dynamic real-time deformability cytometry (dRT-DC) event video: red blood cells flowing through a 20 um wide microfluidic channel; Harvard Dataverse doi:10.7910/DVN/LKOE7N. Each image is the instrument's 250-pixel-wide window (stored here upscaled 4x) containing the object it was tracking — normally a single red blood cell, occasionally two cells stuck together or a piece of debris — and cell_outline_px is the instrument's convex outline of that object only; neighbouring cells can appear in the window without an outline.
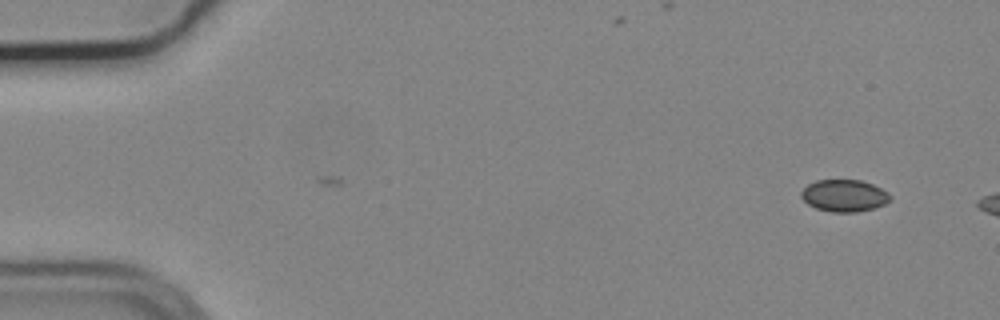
{"species": "common noctule bat (a hibernating species)", "species_latin": "Nyctalus noctula", "temperature_condition": "cold", "stored_images_in_passage": 48, "camera_frame_rate_fps": 3000, "um_per_image_px": 0.085, "animal": {"sex": "male", "body_mass_g": 19.2, "forearm_length_mm": 51.8}, "frame": {"image": 1, "passage_image": 1, "time_ms": 0.0, "image_size_px": [1000, 320], "cell_outline_px": [[892, 200], [884, 204], [872, 208], [856, 212], [832, 212], [816, 208], [808, 204], [800, 196], [800, 192], [808, 184], [816, 180], [860, 180], [872, 184], [888, 192], [892, 196]], "centroid_in_image_um": [71.76, 16.62], "position_along_channel_um": 13.2, "area_um2": 16.59}}
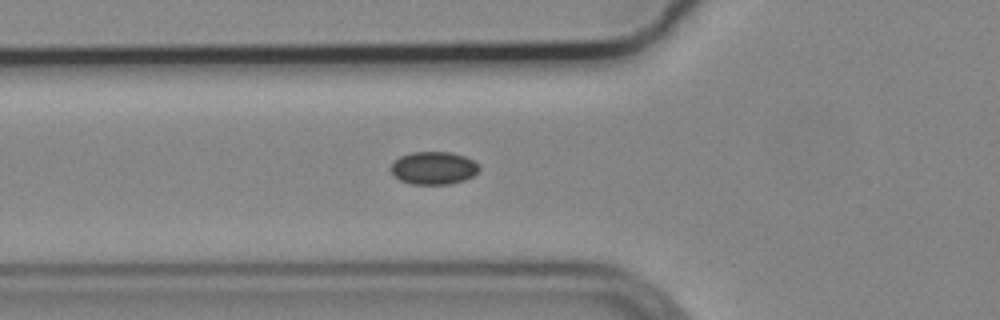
{"frame": {"image": 2, "passage_image": 17, "time_ms": 5.333, "image_size_px": [1000, 320], "cell_outline_px": [[480, 168], [472, 176], [464, 180], [448, 184], [412, 184], [400, 180], [392, 172], [392, 164], [400, 156], [412, 152], [448, 152], [464, 156], [480, 164]], "centroid_in_image_um": [36.88, 14.28], "position_along_channel_um": 88.9, "area_um2": 16.65}}
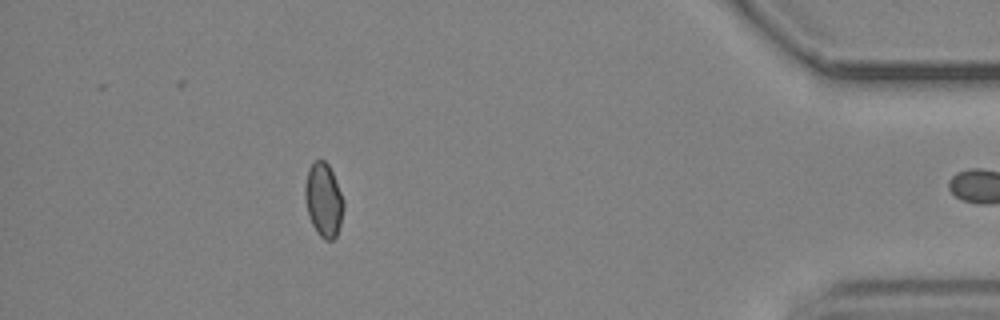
{"frame": {"image": 3, "passage_image": 47, "time_ms": 15.333, "image_size_px": [1000, 320], "cell_outline_px": [[344, 208], [340, 224], [336, 236], [332, 240], [324, 240], [316, 232], [312, 224], [308, 212], [304, 196], [304, 188], [308, 168], [316, 160], [324, 160], [328, 164], [332, 172], [344, 200]], "centroid_in_image_um": [27.5, 17.0], "position_along_channel_um": 407.7, "area_um2": 16.53}}